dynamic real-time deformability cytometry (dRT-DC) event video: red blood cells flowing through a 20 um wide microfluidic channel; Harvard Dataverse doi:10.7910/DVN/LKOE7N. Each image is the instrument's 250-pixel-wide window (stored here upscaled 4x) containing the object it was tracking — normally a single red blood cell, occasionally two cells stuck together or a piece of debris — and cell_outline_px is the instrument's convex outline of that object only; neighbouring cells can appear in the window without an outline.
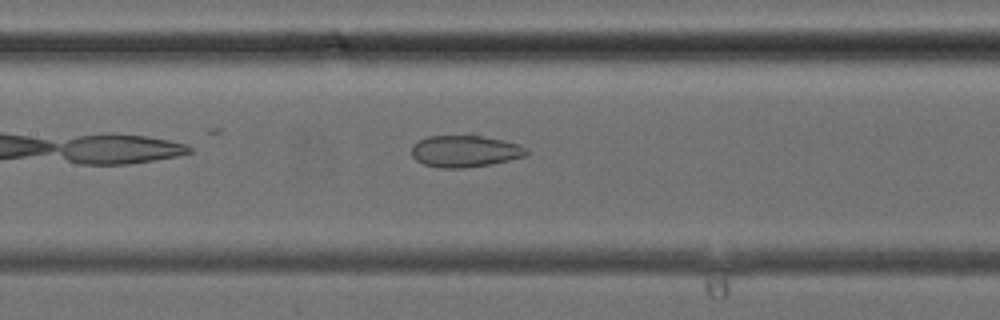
{"species": "common noctule bat (a hibernating species)", "species_latin": "Nyctalus noctula", "temperature_condition": "cold", "stored_images_in_passage": 25, "camera_frame_rate_fps": 3000, "um_per_image_px": 0.085, "animal": {"sex": "female", "body_mass_g": 24.6, "forearm_length_mm": 56.2}, "frame": {"image": 1, "passage_image": 7, "time_ms": 2.0, "image_size_px": [1000, 320], "cell_outline_px": [[528, 152], [524, 156], [492, 164], [464, 168], [440, 168], [424, 164], [416, 160], [412, 156], [412, 144], [428, 136], [480, 136], [504, 140], [520, 144], [528, 148]], "centroid_in_image_um": [39.53, 12.86], "position_along_channel_um": 167.9, "area_um2": 21.21}}
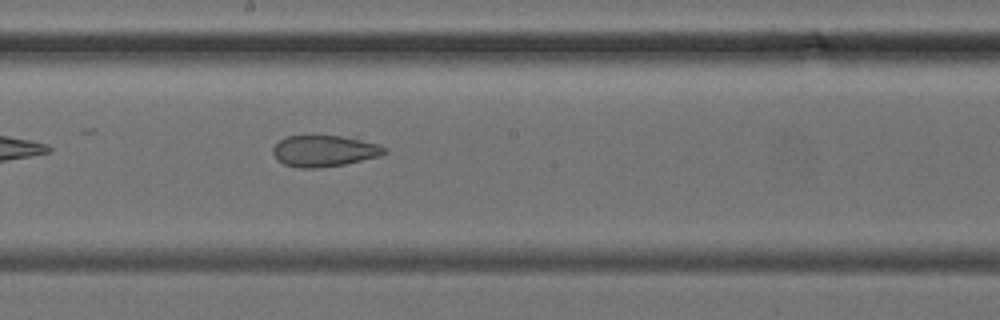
{"frame": {"image": 2, "passage_image": 10, "time_ms": 3.0, "image_size_px": [1000, 320], "cell_outline_px": [[388, 152], [380, 156], [344, 164], [316, 168], [300, 168], [284, 164], [276, 160], [272, 152], [272, 148], [280, 140], [288, 136], [340, 136], [360, 140], [376, 144], [384, 148]], "centroid_in_image_um": [27.51, 12.84], "position_along_channel_um": 220.7, "area_um2": 20.06}}
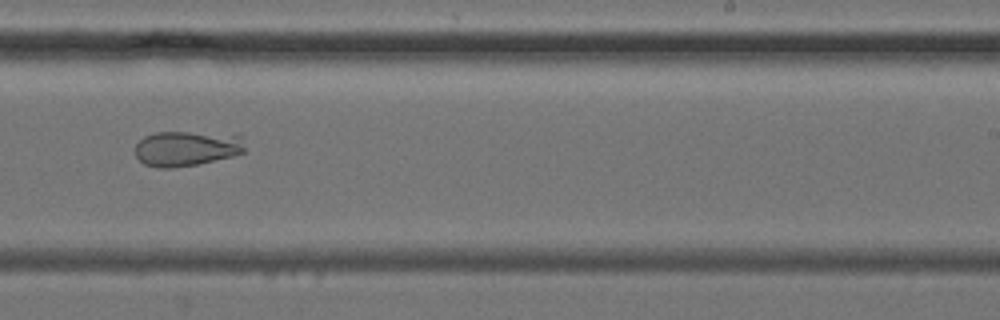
{"frame": {"image": 3, "passage_image": 13, "time_ms": 4.0, "image_size_px": [1000, 320], "cell_outline_px": [[244, 152], [232, 156], [196, 164], [172, 168], [160, 168], [144, 164], [136, 156], [136, 144], [144, 136], [156, 132], [240, 132], [244, 136]], "centroid_in_image_um": [15.95, 12.57], "position_along_channel_um": 273.0, "area_um2": 23.06}}